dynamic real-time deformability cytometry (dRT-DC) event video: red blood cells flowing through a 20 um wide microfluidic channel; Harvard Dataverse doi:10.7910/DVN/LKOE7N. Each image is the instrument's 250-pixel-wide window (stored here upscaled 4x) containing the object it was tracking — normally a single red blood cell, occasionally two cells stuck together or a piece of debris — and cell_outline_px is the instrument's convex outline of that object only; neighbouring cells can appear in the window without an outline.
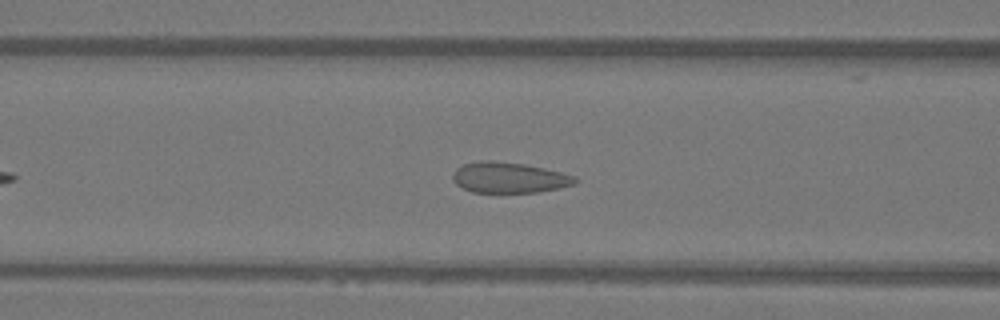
{"species": "Egyptian fruit bat (a non-hibernating species)", "species_latin": "Rousettus aegyptiacus", "temperature_condition": "warm", "stored_images_in_passage": 37, "camera_frame_rate_fps": 3000, "um_per_image_px": 0.085, "animal": {"sex": "female"}, "frame": {"image": 1, "passage_image": 11, "time_ms": 3.333, "image_size_px": [1000, 320], "cell_outline_px": [[580, 180], [576, 184], [560, 188], [536, 192], [472, 192], [456, 184], [452, 180], [452, 172], [456, 168], [464, 164], [480, 160], [492, 160], [524, 164], [544, 168], [576, 176]], "centroid_in_image_um": [43.28, 15.09], "position_along_channel_um": 123.3, "area_um2": 22.02}}
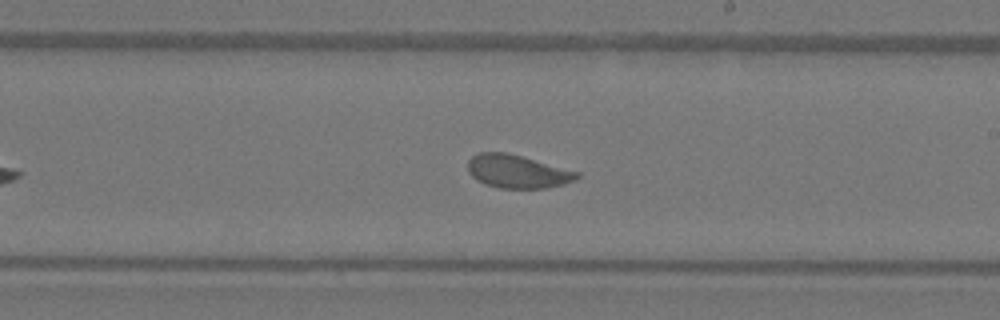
{"frame": {"image": 2, "passage_image": 20, "time_ms": 6.333, "image_size_px": [1000, 320], "cell_outline_px": [[580, 176], [576, 180], [564, 184], [544, 188], [500, 188], [484, 184], [476, 180], [468, 172], [468, 160], [472, 156], [480, 152], [508, 152], [580, 172]], "centroid_in_image_um": [43.98, 14.57], "position_along_channel_um": 245.0, "area_um2": 21.27}}
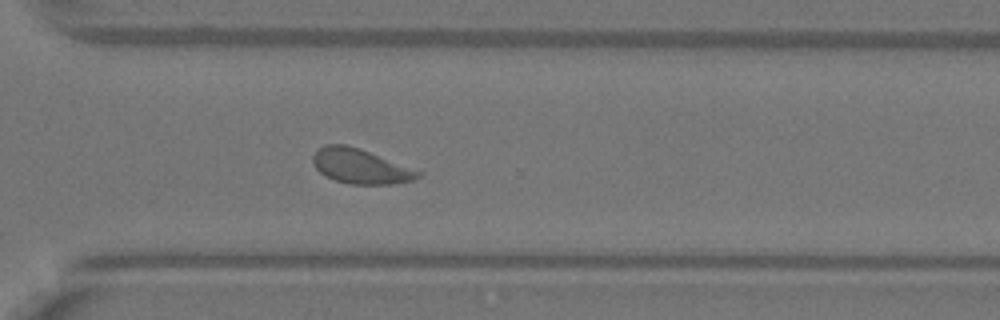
{"frame": {"image": 3, "passage_image": 27, "time_ms": 8.667, "image_size_px": [1000, 320], "cell_outline_px": [[424, 172], [420, 176], [412, 180], [388, 184], [348, 184], [324, 176], [316, 168], [312, 160], [312, 156], [324, 144], [348, 144], [360, 148]], "centroid_in_image_um": [30.63, 14.12], "position_along_channel_um": 340.0, "area_um2": 21.33}, "authors_computed_cell_mechanics": {"area_um2": 21.2704, "velocity_mm_per_s": 4.0674, "shape_relaxation_time_tau1_ms": 7.9433, "shape_relaxation_time_tau2_ms": null, "deformation_change_tau1": 0.1273, "deformation_change_tau2": null}}